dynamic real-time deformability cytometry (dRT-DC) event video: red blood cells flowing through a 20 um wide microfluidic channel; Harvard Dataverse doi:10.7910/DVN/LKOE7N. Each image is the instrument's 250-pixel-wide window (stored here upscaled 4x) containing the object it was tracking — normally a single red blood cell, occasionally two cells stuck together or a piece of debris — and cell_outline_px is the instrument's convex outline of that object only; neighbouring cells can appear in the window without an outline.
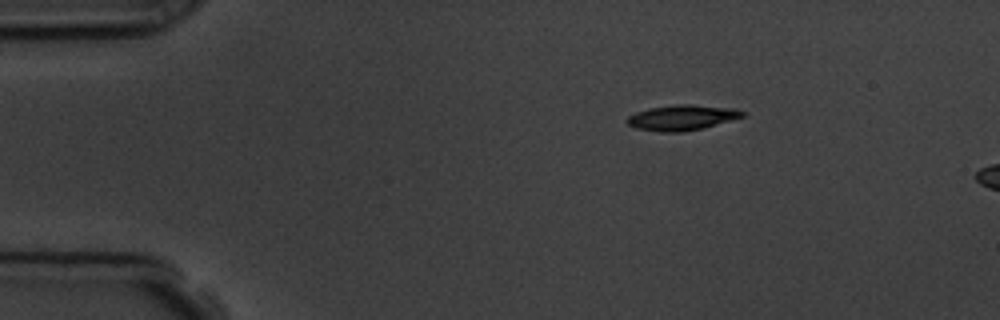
{"species": "common noctule bat (a hibernating species)", "species_latin": "Nyctalus noctula", "temperature_condition": "room temperature", "stored_images_in_passage": 3, "camera_frame_rate_fps": 3000, "um_per_image_px": 0.085, "animal": {"sex": "male", "body_mass_g": 19.5, "forearm_length_mm": 54.6}, "frame": {"image": 1, "passage_image": 1, "time_ms": 0.0, "image_size_px": [1000, 320], "cell_outline_px": [[744, 116], [704, 128], [680, 132], [660, 132], [636, 128], [628, 124], [624, 120], [628, 116], [636, 112], [648, 108], [676, 104], [688, 104], [736, 108], [744, 112]], "centroid_in_image_um": [57.94, 9.99], "position_along_channel_um": 27.1, "area_um2": 17.11}}